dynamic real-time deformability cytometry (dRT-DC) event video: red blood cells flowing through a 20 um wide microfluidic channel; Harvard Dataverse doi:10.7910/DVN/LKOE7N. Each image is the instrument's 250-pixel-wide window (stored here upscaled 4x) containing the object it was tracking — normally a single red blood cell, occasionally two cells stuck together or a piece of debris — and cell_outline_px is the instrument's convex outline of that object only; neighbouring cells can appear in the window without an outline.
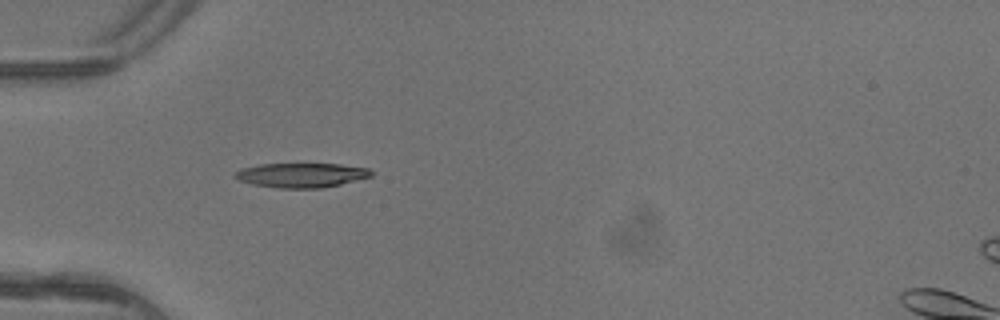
{"species": "common noctule bat (a hibernating species)", "species_latin": "Nyctalus noctula", "temperature_condition": "warm", "stored_images_in_passage": 4, "camera_frame_rate_fps": 3000, "um_per_image_px": 0.085, "animal": {"sex": "female"}, "frame": {"image": 1, "passage_image": 4, "time_ms": 1.0, "image_size_px": [1000, 320], "cell_outline_px": [[372, 176], [340, 184], [320, 188], [280, 188], [252, 184], [240, 180], [232, 176], [240, 168], [260, 164], [340, 164], [368, 168], [372, 172]], "centroid_in_image_um": [25.59, 14.88], "position_along_channel_um": 59.4, "area_um2": 19.31}}